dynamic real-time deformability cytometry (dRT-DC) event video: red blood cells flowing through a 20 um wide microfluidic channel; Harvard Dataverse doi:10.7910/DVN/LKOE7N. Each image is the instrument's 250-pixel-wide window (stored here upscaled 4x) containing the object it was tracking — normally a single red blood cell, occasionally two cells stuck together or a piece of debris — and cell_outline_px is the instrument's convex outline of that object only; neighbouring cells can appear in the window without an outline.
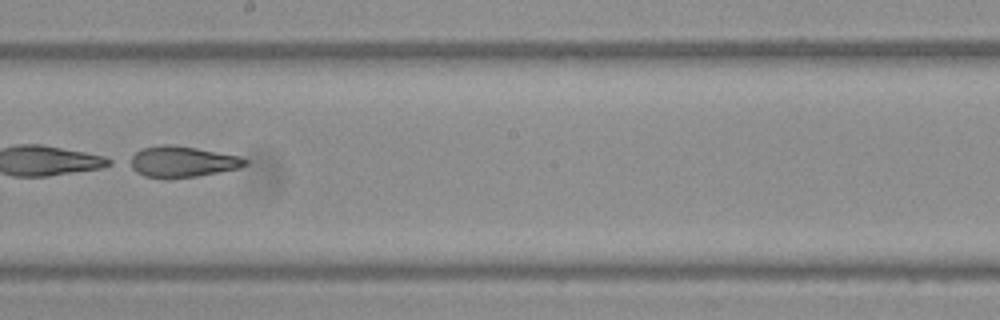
{"species": "Egyptian fruit bat (a non-hibernating species)", "species_latin": "Rousettus aegyptiacus", "temperature_condition": "warm", "stored_images_in_passage": 50, "camera_frame_rate_fps": 3000, "um_per_image_px": 0.085, "frame": {"image": 1, "passage_image": 29, "time_ms": 9.333, "image_size_px": [1000, 320], "cell_outline_px": [[248, 164], [240, 168], [196, 176], [168, 180], [164, 180], [144, 176], [136, 172], [124, 164], [124, 160], [136, 152], [144, 148], [160, 144], [172, 144], [196, 148], [240, 156], [248, 160]], "centroid_in_image_um": [15.38, 13.76], "position_along_channel_um": 232.8, "area_um2": 21.5}}